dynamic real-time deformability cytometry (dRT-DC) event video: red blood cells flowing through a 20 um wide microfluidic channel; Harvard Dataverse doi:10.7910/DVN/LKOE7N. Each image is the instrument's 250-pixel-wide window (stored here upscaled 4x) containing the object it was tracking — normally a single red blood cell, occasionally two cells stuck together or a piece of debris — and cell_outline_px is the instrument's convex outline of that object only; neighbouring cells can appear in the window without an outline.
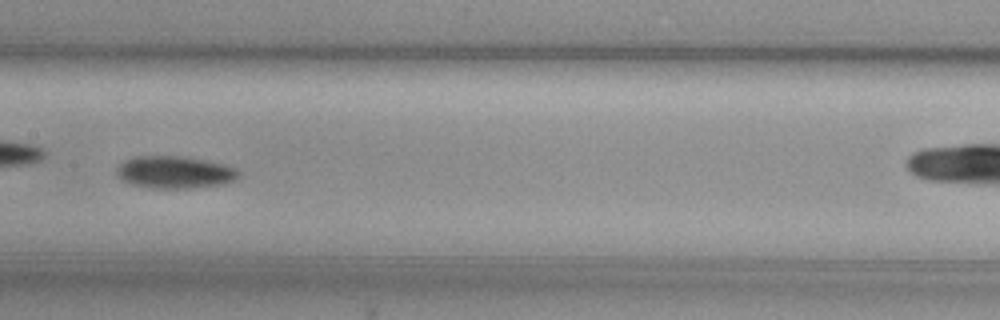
{"species": "common noctule bat (a hibernating species)", "species_latin": "Nyctalus noctula", "temperature_condition": "cold", "stored_images_in_passage": 7, "camera_frame_rate_fps": 3000, "um_per_image_px": 0.085, "animal": {"sex": "female", "body_mass_g": 29.2, "forearm_length_mm": 56.3}, "frame": {"image": 1, "passage_image": 6, "time_ms": 1.667, "image_size_px": [1000, 320], "cell_outline_px": [[240, 176], [236, 180], [224, 184], [192, 188], [152, 188], [132, 184], [120, 180], [116, 176], [116, 168], [124, 160], [132, 156], [184, 156], [224, 164], [236, 168], [240, 172]], "centroid_in_image_um": [14.84, 14.64], "position_along_channel_um": 192.6, "area_um2": 23.29}}